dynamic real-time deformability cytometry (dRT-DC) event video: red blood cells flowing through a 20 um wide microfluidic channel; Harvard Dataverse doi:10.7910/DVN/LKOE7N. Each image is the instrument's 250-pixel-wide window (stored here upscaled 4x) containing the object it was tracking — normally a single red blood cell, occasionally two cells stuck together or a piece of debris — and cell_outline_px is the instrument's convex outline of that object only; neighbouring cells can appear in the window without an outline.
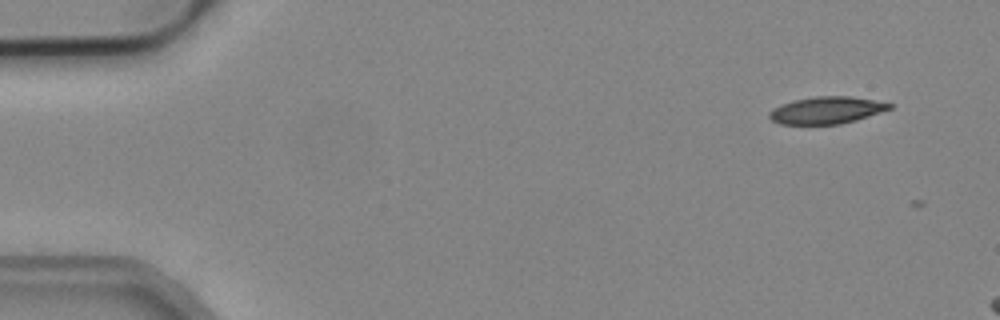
{"species": "common noctule bat (a hibernating species)", "species_latin": "Nyctalus noctula", "temperature_condition": "cold", "stored_images_in_passage": 3, "camera_frame_rate_fps": 3000, "um_per_image_px": 0.085, "animal": {"sex": "male", "body_mass_g": 19.2, "forearm_length_mm": 51.8}, "frame": {"image": 1, "passage_image": 1, "time_ms": 0.0, "image_size_px": [1000, 320], "cell_outline_px": [[892, 108], [856, 120], [840, 124], [780, 124], [772, 120], [768, 116], [768, 112], [772, 108], [780, 104], [796, 100], [816, 96], [848, 96], [872, 100], [892, 104]], "centroid_in_image_um": [70.2, 9.37], "position_along_channel_um": 14.8, "area_um2": 18.79}}